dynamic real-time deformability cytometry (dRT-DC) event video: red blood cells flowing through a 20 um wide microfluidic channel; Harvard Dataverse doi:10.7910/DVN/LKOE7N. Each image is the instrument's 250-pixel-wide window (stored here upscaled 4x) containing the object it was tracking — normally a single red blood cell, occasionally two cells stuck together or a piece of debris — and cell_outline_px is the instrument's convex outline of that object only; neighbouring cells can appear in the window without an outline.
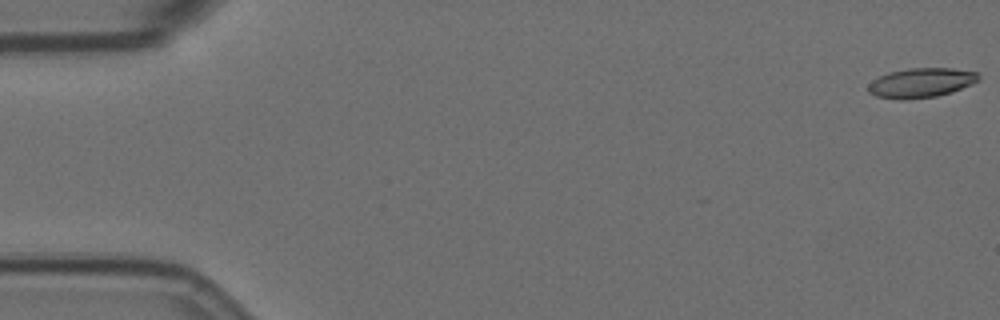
{"species": "Egyptian fruit bat (a non-hibernating species)", "species_latin": "Rousettus aegyptiacus", "temperature_condition": "room temperature", "stored_images_in_passage": 50, "camera_frame_rate_fps": 3000, "um_per_image_px": 0.085, "animal": {"sex": "female"}, "frame": {"image": 1, "passage_image": 1, "time_ms": 0.0, "image_size_px": [1000, 320], "cell_outline_px": [[980, 80], [972, 84], [952, 92], [936, 96], [904, 100], [900, 100], [876, 96], [868, 92], [868, 84], [872, 80], [888, 72], [908, 68], [952, 68], [976, 72], [980, 76]], "centroid_in_image_um": [78.28, 7.04], "position_along_channel_um": 6.7, "area_um2": 19.13}}
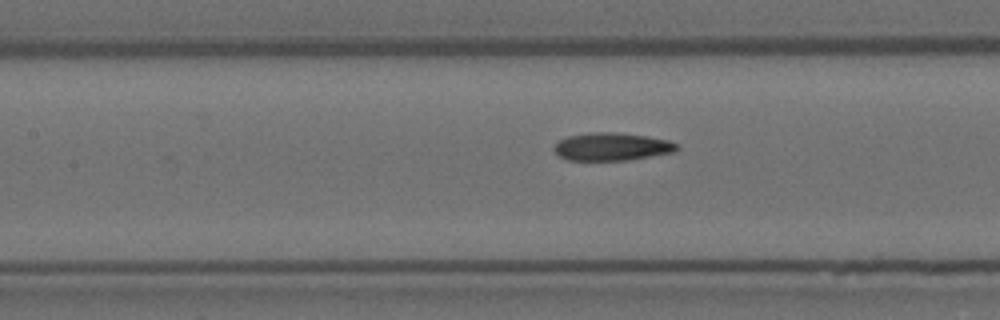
{"frame": {"image": 2, "passage_image": 26, "time_ms": 8.333, "image_size_px": [1000, 320], "cell_outline_px": [[680, 148], [676, 152], [628, 160], [568, 160], [560, 156], [552, 148], [560, 140], [568, 136], [588, 132], [616, 132], [648, 136], [668, 140], [680, 144]], "centroid_in_image_um": [52.06, 12.46], "position_along_channel_um": 155.3, "area_um2": 20.11}}
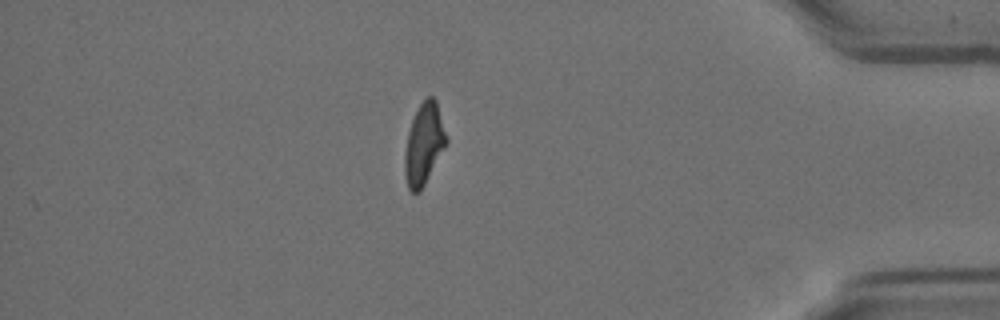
{"frame": {"image": 3, "passage_image": 50, "time_ms": 16.333, "image_size_px": [1000, 320], "cell_outline_px": [[448, 140], [444, 148], [420, 192], [412, 192], [408, 188], [404, 172], [404, 156], [408, 132], [412, 120], [420, 104], [428, 96], [432, 96], [436, 100]], "centroid_in_image_um": [36.02, 12.25], "position_along_channel_um": 399.2, "area_um2": 19.36}, "authors_computed_cell_mechanics": {"area_um2": 19.8832, "velocity_mm_per_s": 3.5377, "shape_relaxation_time_tau1_ms": null, "shape_relaxation_time_tau2_ms": 3.187, "deformation_change_tau1": null, "deformation_change_tau2": 0.1141}}